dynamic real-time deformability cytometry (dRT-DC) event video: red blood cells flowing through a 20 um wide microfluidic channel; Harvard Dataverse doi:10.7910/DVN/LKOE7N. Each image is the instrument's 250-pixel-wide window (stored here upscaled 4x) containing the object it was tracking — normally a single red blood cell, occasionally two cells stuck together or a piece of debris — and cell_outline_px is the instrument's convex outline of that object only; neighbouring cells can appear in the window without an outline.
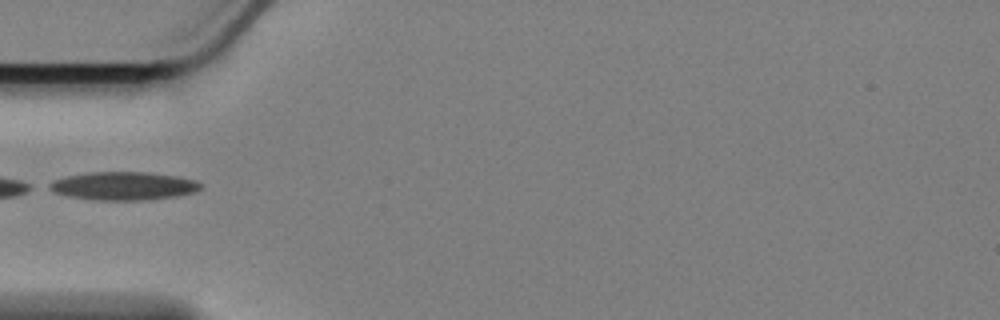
{"species": "Egyptian fruit bat (a non-hibernating species)", "species_latin": "Rousettus aegyptiacus", "temperature_condition": "cold", "stored_images_in_passage": 9, "camera_frame_rate_fps": 3000, "um_per_image_px": 0.085, "animal": {"sex": "female"}, "frame": {"image": 1, "passage_image": 1, "time_ms": 0.0, "image_size_px": [1000, 320], "cell_outline_px": [[204, 188], [196, 192], [176, 196], [144, 200], [100, 200], [68, 196], [52, 192], [44, 188], [44, 184], [52, 180], [68, 176], [88, 172], [148, 172], [176, 176], [196, 180]], "centroid_in_image_um": [10.44, 15.8], "position_along_channel_um": 74.6, "area_um2": 25.2}}
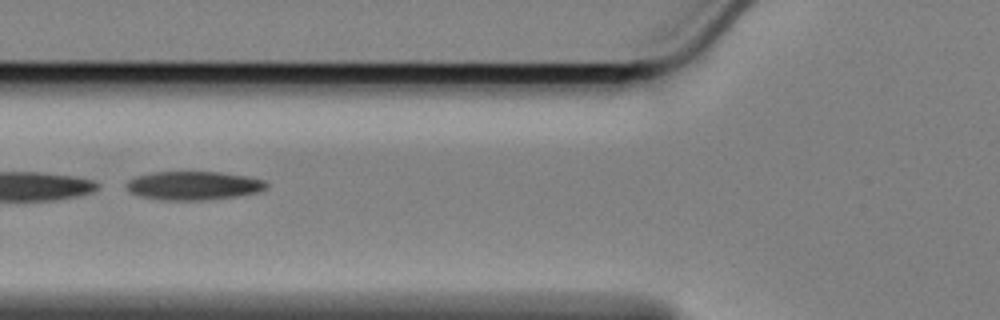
{"frame": {"image": 2, "passage_image": 4, "time_ms": 1.0, "image_size_px": [1000, 320], "cell_outline_px": [[268, 188], [260, 192], [236, 196], [208, 200], [160, 200], [140, 196], [128, 192], [124, 188], [124, 184], [128, 180], [136, 176], [152, 172], [220, 172], [248, 176], [264, 180], [268, 184]], "centroid_in_image_um": [16.43, 15.78], "position_along_channel_um": 109.4, "area_um2": 23.76}}